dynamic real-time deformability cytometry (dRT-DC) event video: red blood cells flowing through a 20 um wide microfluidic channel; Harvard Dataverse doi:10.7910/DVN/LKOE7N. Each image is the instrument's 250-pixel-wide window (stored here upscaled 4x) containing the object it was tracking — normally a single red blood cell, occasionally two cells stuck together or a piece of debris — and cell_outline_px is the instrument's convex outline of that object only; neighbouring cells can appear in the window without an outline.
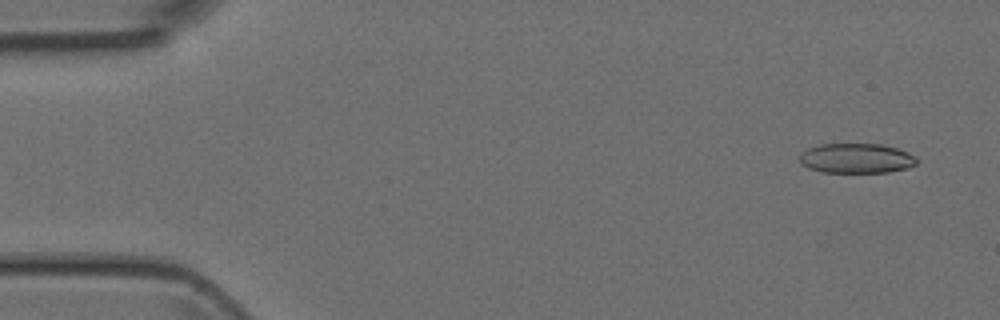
{"species": "Egyptian fruit bat (a non-hibernating species)", "species_latin": "Rousettus aegyptiacus", "temperature_condition": "room temperature", "stored_images_in_passage": 15, "camera_frame_rate_fps": 3000, "um_per_image_px": 0.085, "animal": {"sex": "female"}, "frame": {"image": 1, "passage_image": 3, "time_ms": 0.667, "image_size_px": [1000, 320], "cell_outline_px": [[916, 164], [908, 168], [888, 172], [820, 172], [808, 168], [800, 164], [800, 152], [808, 148], [820, 144], [880, 144], [896, 148], [908, 152], [916, 156]], "centroid_in_image_um": [72.76, 13.46], "position_along_channel_um": 12.2, "area_um2": 20.46}}
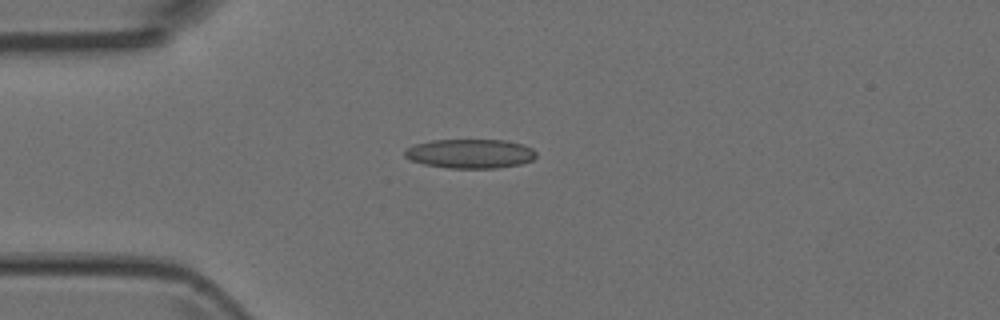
{"frame": {"image": 2, "passage_image": 13, "time_ms": 4.0, "image_size_px": [1000, 320], "cell_outline_px": [[536, 156], [532, 160], [520, 164], [496, 168], [448, 168], [424, 164], [408, 160], [404, 156], [404, 152], [408, 148], [416, 144], [432, 140], [504, 140], [520, 144], [532, 148], [536, 152]], "centroid_in_image_um": [39.95, 13.06], "position_along_channel_um": 45.1, "area_um2": 22.31}}